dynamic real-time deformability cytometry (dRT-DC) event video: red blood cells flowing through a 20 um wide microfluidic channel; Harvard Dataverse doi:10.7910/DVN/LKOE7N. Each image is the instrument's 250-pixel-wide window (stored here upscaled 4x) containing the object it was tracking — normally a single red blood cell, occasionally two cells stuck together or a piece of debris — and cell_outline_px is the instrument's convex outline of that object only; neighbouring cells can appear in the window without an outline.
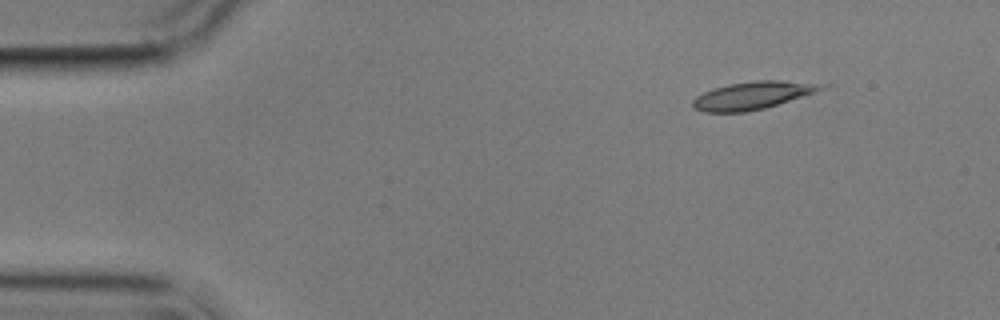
{"species": "common noctule bat (a hibernating species)", "species_latin": "Nyctalus noctula", "temperature_condition": "cold", "stored_images_in_passage": 7, "camera_frame_rate_fps": 3000, "um_per_image_px": 0.085, "animal": {"sex": "male", "body_mass_g": 17.9}, "frame": {"image": 1, "passage_image": 2, "time_ms": 1.333, "image_size_px": [1000, 320], "cell_outline_px": [[820, 88], [812, 92], [764, 108], [744, 112], [704, 112], [692, 108], [692, 100], [696, 96], [704, 92], [728, 84], [756, 80], [776, 80], [812, 84]], "centroid_in_image_um": [63.73, 8.13], "position_along_channel_um": 21.3, "area_um2": 19.71}}
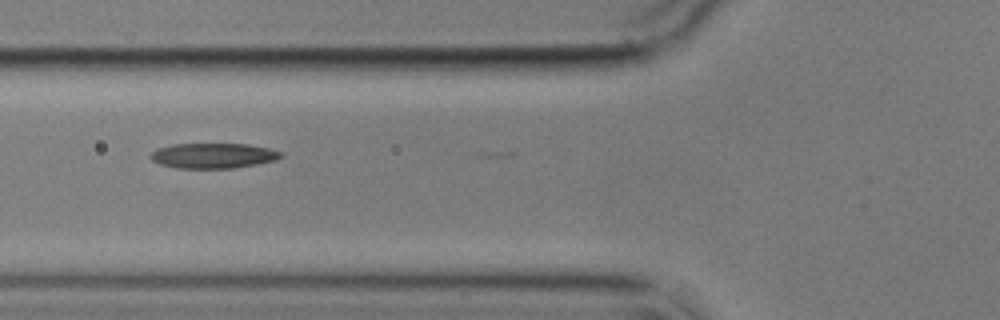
{"frame": {"image": 2, "passage_image": 6, "time_ms": 6.0, "image_size_px": [1000, 320], "cell_outline_px": [[284, 156], [276, 160], [256, 164], [232, 168], [180, 168], [160, 164], [152, 160], [152, 152], [156, 148], [172, 144], [248, 144], [268, 148], [284, 152]], "centroid_in_image_um": [18.17, 13.22], "position_along_channel_um": 107.6, "area_um2": 19.07}}
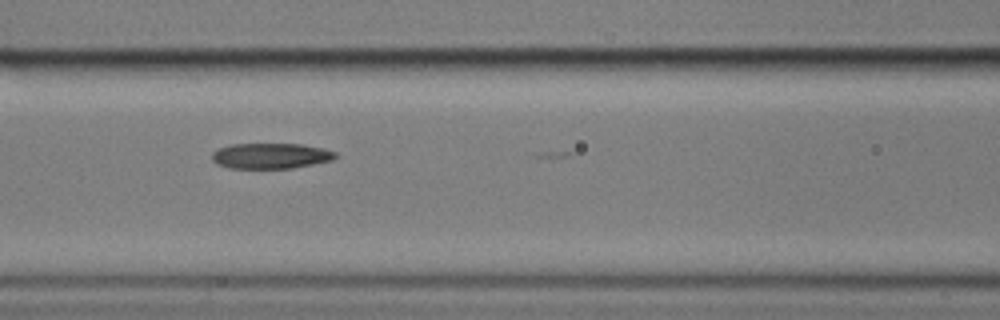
{"frame": {"image": 3, "passage_image": 7, "time_ms": 7.0, "image_size_px": [1000, 320], "cell_outline_px": [[340, 156], [332, 160], [292, 168], [228, 168], [216, 164], [212, 160], [212, 152], [220, 148], [232, 144], [300, 144], [324, 148], [336, 152]], "centroid_in_image_um": [23.03, 13.25], "position_along_channel_um": 143.6, "area_um2": 18.44}}